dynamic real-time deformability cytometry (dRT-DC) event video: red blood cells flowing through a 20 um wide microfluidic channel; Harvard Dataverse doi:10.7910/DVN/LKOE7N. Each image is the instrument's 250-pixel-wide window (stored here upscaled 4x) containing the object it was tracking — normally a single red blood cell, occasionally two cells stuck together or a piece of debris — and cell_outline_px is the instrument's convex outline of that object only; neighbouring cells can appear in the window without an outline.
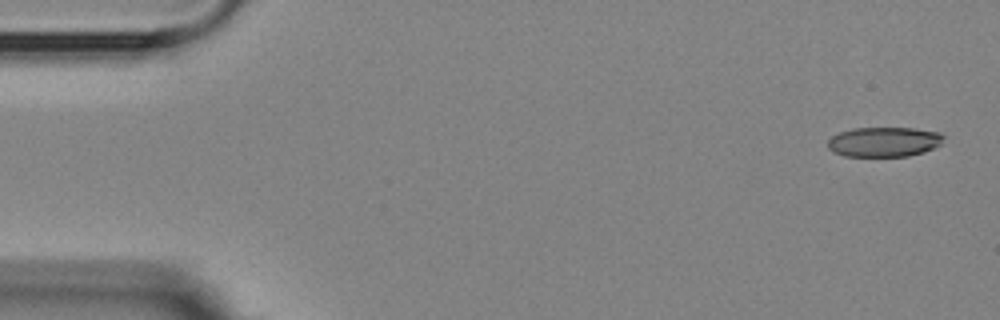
{"species": "Egyptian fruit bat (a non-hibernating species)", "species_latin": "Rousettus aegyptiacus", "temperature_condition": "room temperature", "stored_images_in_passage": 6, "camera_frame_rate_fps": 3000, "um_per_image_px": 0.085, "animal": {"sex": "female"}, "frame": {"image": 1, "passage_image": 1, "time_ms": 0.0, "image_size_px": [1000, 320], "cell_outline_px": [[944, 136], [940, 144], [924, 152], [908, 156], [844, 156], [832, 152], [828, 148], [828, 140], [832, 136], [840, 132], [852, 128], [916, 128], [940, 132]], "centroid_in_image_um": [75.13, 12.05], "position_along_channel_um": 9.9, "area_um2": 20.17}}
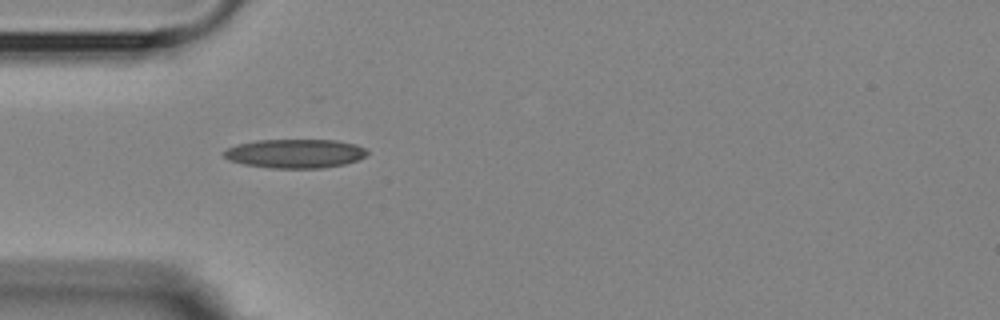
{"frame": {"image": 2, "passage_image": 5, "time_ms": 4.667, "image_size_px": [1000, 320], "cell_outline_px": [[368, 152], [364, 156], [356, 160], [344, 164], [324, 168], [272, 168], [244, 164], [228, 160], [220, 152], [236, 144], [256, 140], [336, 140], [356, 144], [364, 148]], "centroid_in_image_um": [25.04, 13.05], "position_along_channel_um": 60.0, "area_um2": 24.22}}
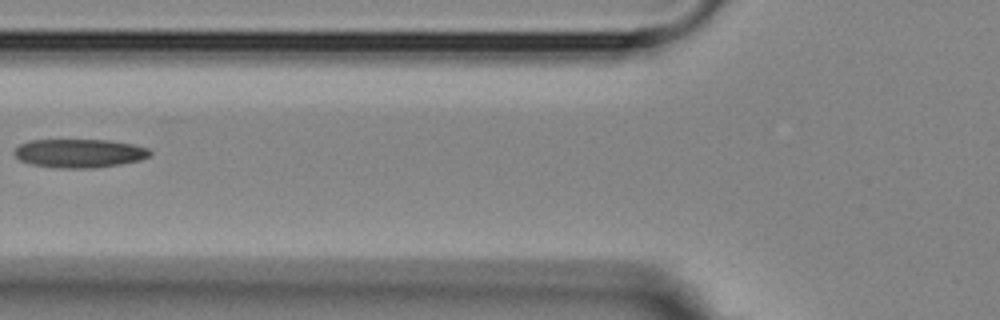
{"frame": {"image": 3, "passage_image": 6, "time_ms": 6.333, "image_size_px": [1000, 320], "cell_outline_px": [[152, 156], [140, 160], [92, 168], [60, 168], [32, 164], [20, 160], [12, 152], [20, 144], [28, 140], [112, 140], [132, 144], [148, 148], [152, 152]], "centroid_in_image_um": [6.75, 13.02], "position_along_channel_um": 119.0, "area_um2": 22.6}}